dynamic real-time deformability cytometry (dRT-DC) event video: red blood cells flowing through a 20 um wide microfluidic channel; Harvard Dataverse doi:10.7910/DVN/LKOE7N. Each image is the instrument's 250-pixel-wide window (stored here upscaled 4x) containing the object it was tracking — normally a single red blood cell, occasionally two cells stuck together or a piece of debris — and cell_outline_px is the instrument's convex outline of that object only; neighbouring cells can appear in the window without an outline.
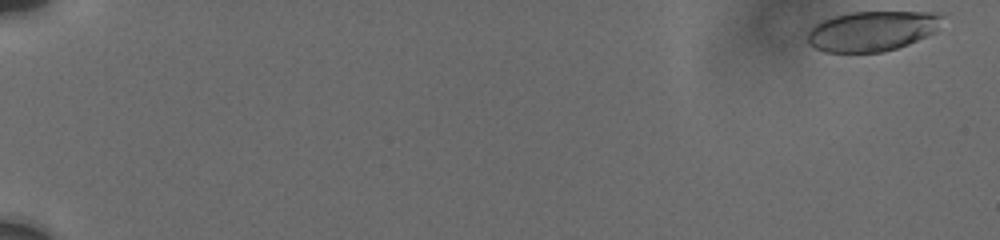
{"species": "human", "species_latin": "Homo sapiens", "temperature_condition": "cold", "stored_images_in_passage": 3, "camera_frame_rate_fps": 3000, "um_per_image_px": 0.085, "donor": {"sex": "male"}, "frame": {"image": 1, "passage_image": 1, "time_ms": 0.0, "image_size_px": [1000, 240], "cell_outline_px": [[944, 16], [932, 32], [908, 44], [884, 52], [824, 52], [808, 44], [808, 32], [812, 24], [820, 20], [848, 12], [936, 12]], "centroid_in_image_um": [74.04, 2.63], "position_along_channel_um": 11.0, "area_um2": 31.33}}